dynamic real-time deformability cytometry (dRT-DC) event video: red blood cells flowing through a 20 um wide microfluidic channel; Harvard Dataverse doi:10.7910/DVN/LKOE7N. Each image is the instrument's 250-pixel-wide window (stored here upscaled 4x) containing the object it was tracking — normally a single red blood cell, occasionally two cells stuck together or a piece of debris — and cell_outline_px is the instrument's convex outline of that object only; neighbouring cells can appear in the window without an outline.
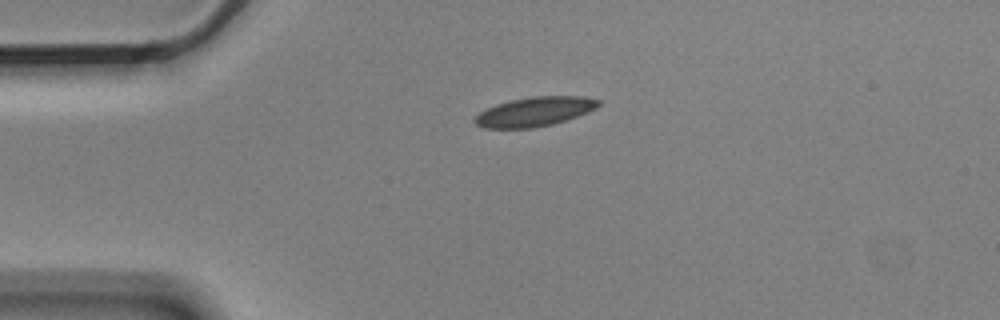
{"species": "Egyptian fruit bat (a non-hibernating species)", "species_latin": "Rousettus aegyptiacus", "temperature_condition": "cold", "stored_images_in_passage": 3, "camera_frame_rate_fps": 3000, "um_per_image_px": 0.085, "animal": {"sex": "male"}, "frame": {"image": 1, "passage_image": 1, "time_ms": 0.0, "image_size_px": [1000, 320], "cell_outline_px": [[600, 104], [596, 108], [588, 112], [552, 124], [532, 128], [484, 128], [476, 124], [472, 120], [480, 112], [496, 104], [512, 100], [532, 96], [584, 96], [600, 100]], "centroid_in_image_um": [45.44, 9.48], "position_along_channel_um": 39.6, "area_um2": 20.98}}
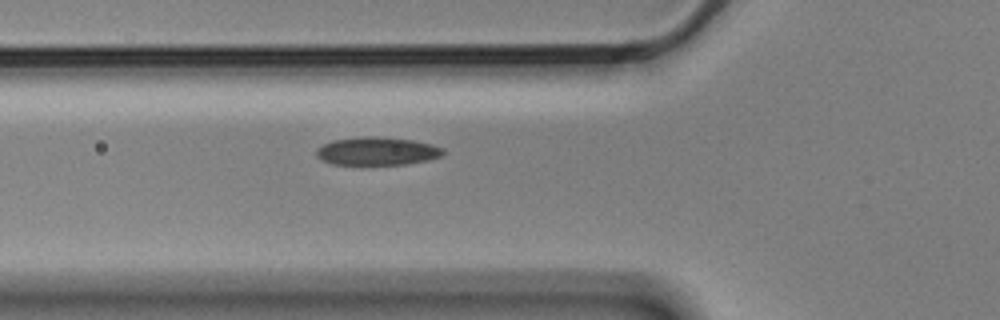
{"frame": {"image": 2, "passage_image": 3, "time_ms": 0.667, "image_size_px": [1000, 320], "cell_outline_px": [[444, 152], [440, 156], [428, 160], [404, 164], [332, 164], [316, 156], [316, 148], [332, 140], [364, 136], [376, 136], [412, 140], [432, 144], [444, 148]], "centroid_in_image_um": [32.05, 12.84], "position_along_channel_um": 93.8, "area_um2": 20.63}}